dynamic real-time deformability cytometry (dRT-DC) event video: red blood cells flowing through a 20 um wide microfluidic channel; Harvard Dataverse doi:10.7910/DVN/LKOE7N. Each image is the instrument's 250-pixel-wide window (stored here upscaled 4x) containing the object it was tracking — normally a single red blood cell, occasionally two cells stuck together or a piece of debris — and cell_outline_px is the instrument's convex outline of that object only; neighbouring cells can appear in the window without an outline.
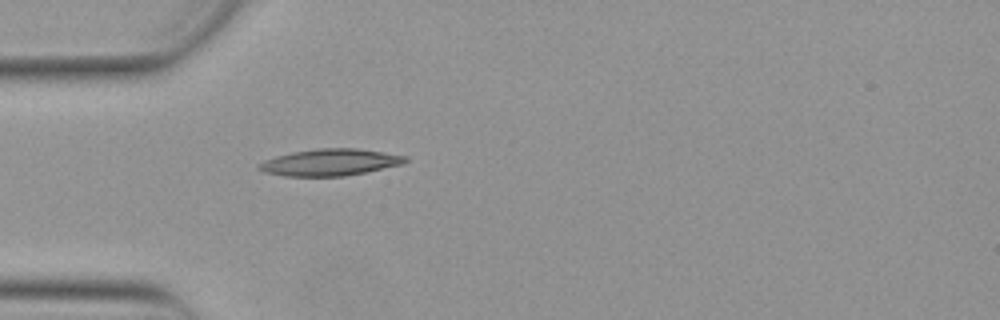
{"species": "Egyptian fruit bat (a non-hibernating species)", "species_latin": "Rousettus aegyptiacus", "temperature_condition": "warm", "stored_images_in_passage": 38, "camera_frame_rate_fps": 3000, "um_per_image_px": 0.085, "animal": {"sex": "female"}, "frame": {"image": 1, "passage_image": 1, "time_ms": 0.0, "image_size_px": [1000, 320], "cell_outline_px": [[408, 160], [404, 164], [344, 176], [284, 176], [264, 172], [256, 168], [264, 160], [276, 156], [292, 152], [316, 148], [356, 148], [384, 152], [408, 156]], "centroid_in_image_um": [28.07, 13.79], "position_along_channel_um": 56.9, "area_um2": 22.83}}
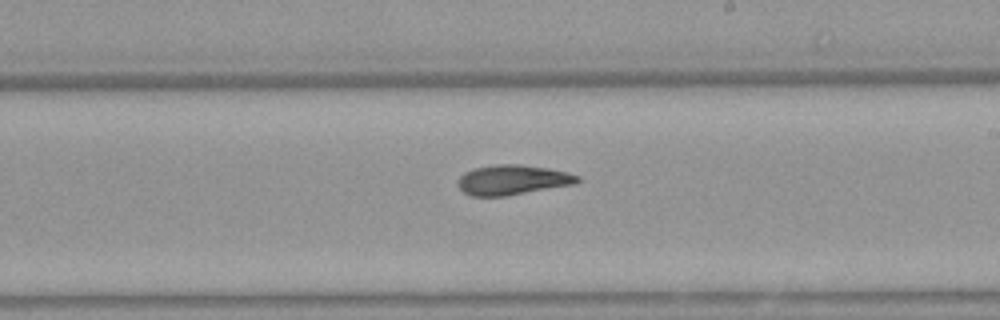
{"frame": {"image": 2, "passage_image": 16, "time_ms": 5.0, "image_size_px": [1000, 320], "cell_outline_px": [[580, 180], [576, 184], [504, 196], [472, 196], [464, 192], [460, 188], [460, 176], [464, 172], [476, 168], [496, 164], [520, 164], [548, 168], [568, 172], [580, 176]], "centroid_in_image_um": [43.62, 15.28], "position_along_channel_um": 245.4, "area_um2": 20.69}}
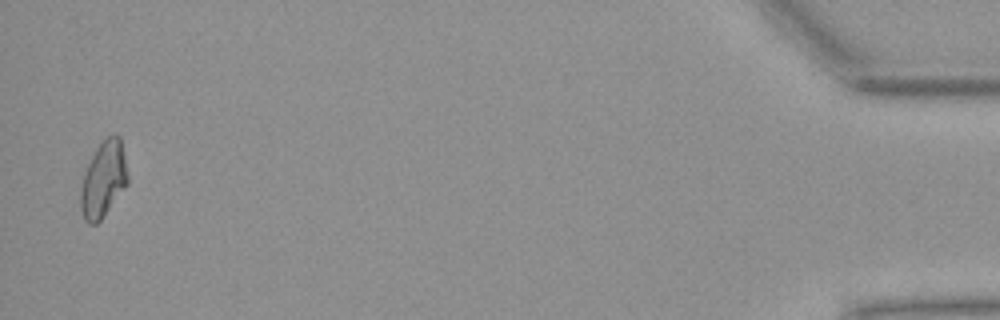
{"frame": {"image": 3, "passage_image": 37, "time_ms": 12.0, "image_size_px": [1000, 320], "cell_outline_px": [[128, 184], [100, 220], [96, 224], [88, 224], [84, 220], [80, 208], [80, 192], [84, 176], [88, 164], [96, 148], [104, 136], [112, 132], [116, 132], [120, 136], [128, 176]], "centroid_in_image_um": [8.8, 15.21], "position_along_channel_um": 426.4, "area_um2": 20.92}, "authors_computed_cell_mechanics": {"area_um2": 20.3167, "velocity_mm_per_s": 3.8777, "shape_relaxation_time_tau1_ms": null, "shape_relaxation_time_tau2_ms": 5.2386, "deformation_change_tau1": null, "deformation_change_tau2": 0.1316}}